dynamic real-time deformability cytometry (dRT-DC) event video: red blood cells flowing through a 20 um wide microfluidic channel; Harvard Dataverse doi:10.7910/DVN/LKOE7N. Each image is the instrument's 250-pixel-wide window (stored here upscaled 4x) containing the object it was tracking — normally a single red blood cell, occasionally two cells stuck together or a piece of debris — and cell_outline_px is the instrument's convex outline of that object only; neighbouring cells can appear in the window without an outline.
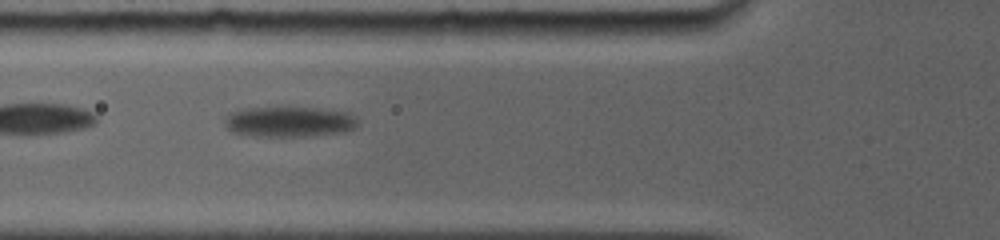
{"species": "common noctule bat (a hibernating species)", "species_latin": "Nyctalus noctula", "temperature_condition": "room temperature", "stored_images_in_passage": 61, "camera_frame_rate_fps": 5000, "um_per_image_px": 0.085, "animal": {"sex": "female", "body_mass_g": 19.0, "forearm_length_mm": 56.7}, "frame": {"image": 1, "passage_image": 7, "time_ms": 0.8, "image_size_px": [1000, 240], "cell_outline_px": [[360, 124], [356, 128], [344, 132], [304, 136], [252, 136], [232, 132], [224, 124], [224, 116], [232, 112], [248, 108], [276, 104], [316, 108], [348, 112], [356, 116]], "centroid_in_image_um": [24.58, 10.3], "position_along_channel_um": 101.2, "area_um2": 24.62}}
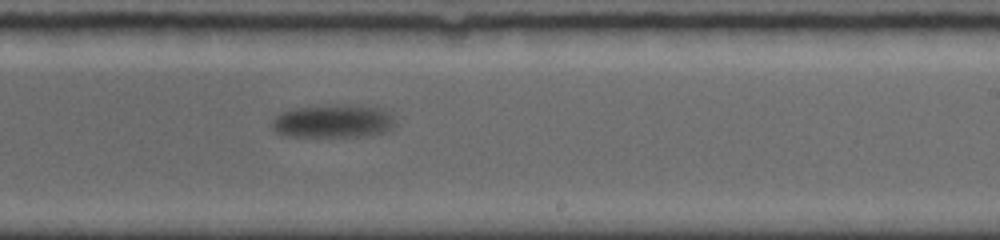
{"frame": {"image": 2, "passage_image": 27, "time_ms": 5.6, "image_size_px": [1000, 240], "cell_outline_px": [[396, 124], [388, 132], [360, 136], [288, 136], [276, 132], [272, 128], [272, 120], [280, 112], [296, 108], [384, 108], [392, 116]], "centroid_in_image_um": [28.31, 10.37], "position_along_channel_um": 260.7, "area_um2": 22.6}}
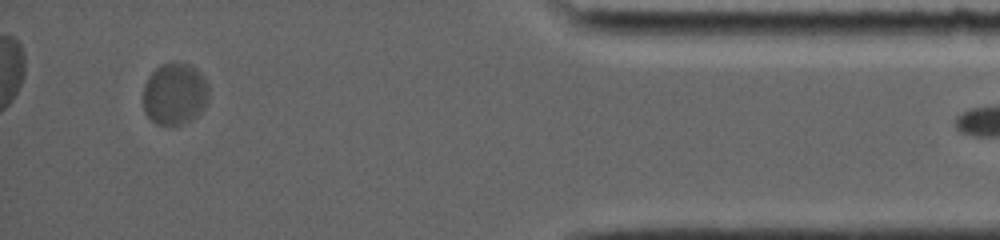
{"frame": {"image": 3, "passage_image": 59, "time_ms": 11.6, "image_size_px": [1000, 240], "cell_outline_px": [[208, 100], [204, 108], [196, 116], [180, 124], [156, 124], [144, 112], [144, 84], [148, 76], [160, 64], [188, 64], [196, 68], [204, 76], [208, 84]], "centroid_in_image_um": [14.86, 7.97], "position_along_channel_um": 420.3, "area_um2": 23.47}}